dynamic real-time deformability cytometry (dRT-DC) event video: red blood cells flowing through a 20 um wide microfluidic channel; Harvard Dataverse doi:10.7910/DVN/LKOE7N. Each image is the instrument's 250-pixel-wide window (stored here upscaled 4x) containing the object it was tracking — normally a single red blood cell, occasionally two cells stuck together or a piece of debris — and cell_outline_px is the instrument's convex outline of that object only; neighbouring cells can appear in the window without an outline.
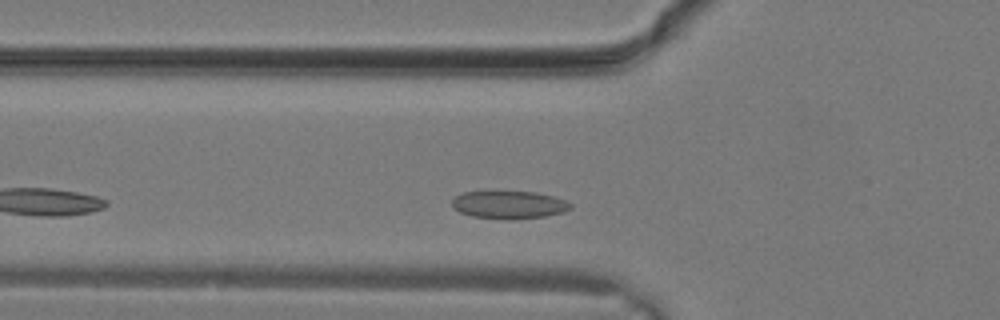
{"species": "common noctule bat (a hibernating species)", "species_latin": "Nyctalus noctula", "temperature_condition": "warm", "stored_images_in_passage": 21, "camera_frame_rate_fps": 3000, "um_per_image_px": 0.085, "animal": {"sex": "male", "body_mass_g": 19.2, "forearm_length_mm": 51.8}, "frame": {"image": 1, "passage_image": 3, "time_ms": 0.667, "image_size_px": [1000, 320], "cell_outline_px": [[572, 208], [564, 212], [544, 216], [508, 220], [504, 220], [472, 216], [460, 212], [452, 208], [452, 200], [456, 196], [464, 192], [532, 192], [552, 196], [564, 200], [572, 204]], "centroid_in_image_um": [43.25, 17.42], "position_along_channel_um": 82.5, "area_um2": 19.07}}
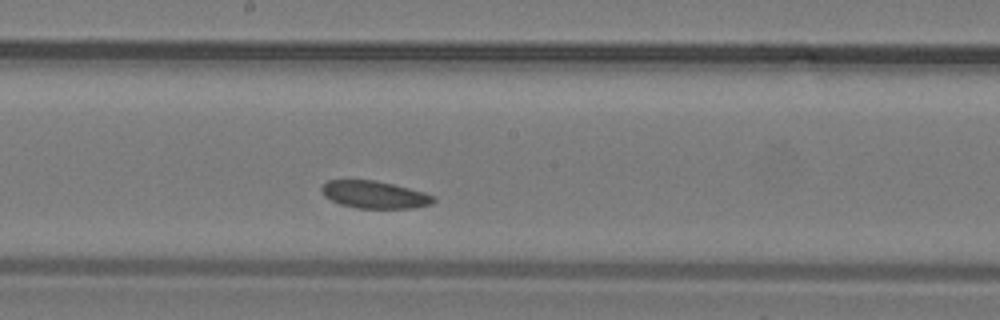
{"frame": {"image": 2, "passage_image": 9, "time_ms": 2.667, "image_size_px": [1000, 320], "cell_outline_px": [[436, 200], [432, 204], [412, 208], [356, 208], [340, 204], [324, 196], [320, 188], [328, 180], [372, 180], [392, 184], [424, 192], [436, 196]], "centroid_in_image_um": [31.85, 16.55], "position_along_channel_um": 216.4, "area_um2": 17.8}}
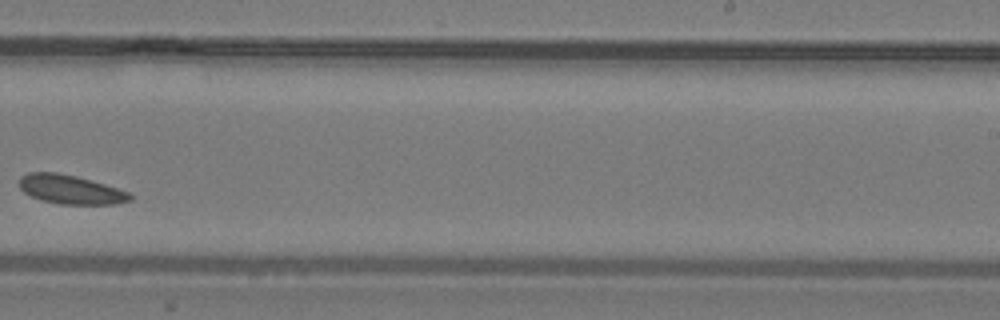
{"frame": {"image": 3, "passage_image": 12, "time_ms": 3.667, "image_size_px": [1000, 320], "cell_outline_px": [[132, 200], [116, 204], [60, 204], [40, 200], [24, 192], [20, 188], [20, 176], [28, 172], [56, 172], [76, 176], [132, 192]], "centroid_in_image_um": [6.02, 16.11], "position_along_channel_um": 283.0, "area_um2": 18.79}}